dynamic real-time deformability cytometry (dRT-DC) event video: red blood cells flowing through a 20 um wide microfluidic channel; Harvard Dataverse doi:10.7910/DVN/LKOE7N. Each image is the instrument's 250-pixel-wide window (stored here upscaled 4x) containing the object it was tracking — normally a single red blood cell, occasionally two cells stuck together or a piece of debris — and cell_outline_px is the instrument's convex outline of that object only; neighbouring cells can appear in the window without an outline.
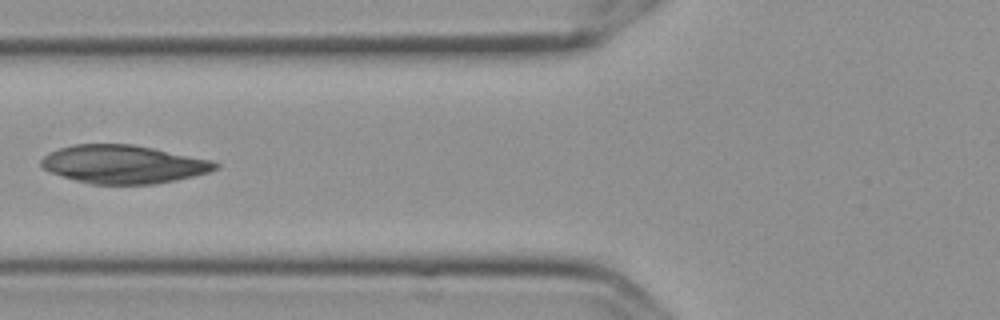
{"species": "Egyptian fruit bat (a non-hibernating species)", "species_latin": "Rousettus aegyptiacus", "temperature_condition": "cold", "stored_images_in_passage": 5, "camera_frame_rate_fps": 3000, "um_per_image_px": 0.085, "frame": {"image": 1, "passage_image": 5, "time_ms": 1.333, "image_size_px": [1000, 320], "cell_outline_px": [[220, 168], [208, 172], [176, 180], [156, 184], [92, 184], [76, 180], [52, 172], [44, 168], [40, 164], [40, 160], [44, 156], [60, 148], [76, 144], [132, 144], [212, 160], [220, 164]], "centroid_in_image_um": [10.53, 13.96], "position_along_channel_um": 115.3, "area_um2": 38.49}}